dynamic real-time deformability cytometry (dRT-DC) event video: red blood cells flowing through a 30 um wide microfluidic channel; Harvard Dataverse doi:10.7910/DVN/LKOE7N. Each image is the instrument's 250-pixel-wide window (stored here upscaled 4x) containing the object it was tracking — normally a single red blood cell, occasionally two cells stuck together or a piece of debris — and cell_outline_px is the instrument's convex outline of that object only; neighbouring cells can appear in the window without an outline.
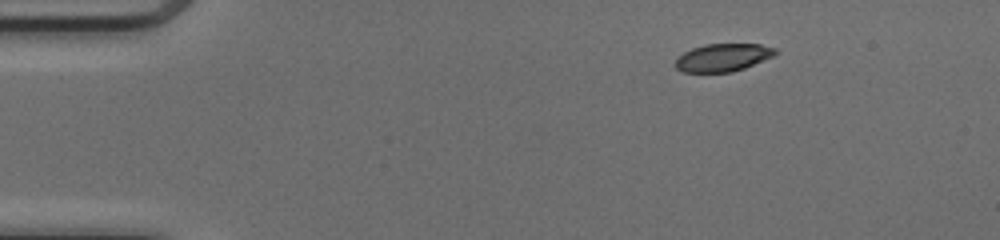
{"species": "common noctule bat (a hibernating species)", "species_latin": "Nyctalus noctula", "temperature_condition": "cold", "stored_images_in_passage": 44, "camera_frame_rate_fps": 3000, "um_per_image_px": 0.085, "animal": {"sex": "female", "body_mass_g": 17.0, "forearm_length_mm": 48.0}, "frame": {"image": 1, "passage_image": 1, "time_ms": 0.0, "image_size_px": [1000, 240], "cell_outline_px": [[776, 52], [772, 56], [744, 68], [732, 72], [684, 72], [676, 68], [676, 60], [684, 52], [692, 48], [704, 44], [760, 44], [776, 48]], "centroid_in_image_um": [61.43, 4.88], "position_along_channel_um": 23.6, "area_um2": 15.95}}
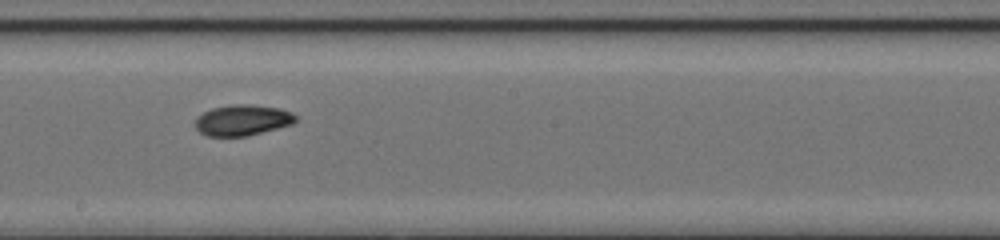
{"frame": {"image": 2, "passage_image": 22, "time_ms": 7.0, "image_size_px": [1000, 240], "cell_outline_px": [[296, 120], [292, 124], [248, 136], [208, 136], [200, 132], [196, 128], [196, 116], [212, 108], [236, 104], [252, 104], [280, 108], [292, 112], [296, 116]], "centroid_in_image_um": [20.62, 10.21], "position_along_channel_um": 227.6, "area_um2": 18.03}}
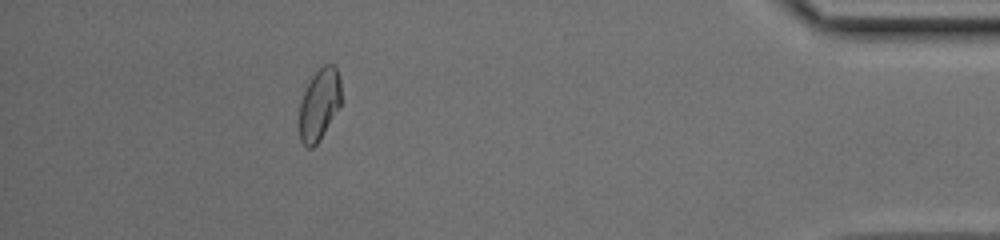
{"frame": {"image": 3, "passage_image": 39, "time_ms": 12.667, "image_size_px": [1000, 240], "cell_outline_px": [[340, 104], [320, 140], [312, 148], [308, 148], [300, 140], [300, 100], [312, 76], [324, 64], [332, 64], [336, 68], [340, 80]], "centroid_in_image_um": [27.13, 8.88], "position_along_channel_um": 408.1, "area_um2": 17.11}, "authors_computed_cell_mechanics": {"area_um2": 17.7735, "velocity_mm_per_s": 4.1258, "shape_relaxation_time_tau1_ms": 3.8097, "shape_relaxation_time_tau2_ms": 4.764, "deformation_change_tau1": 0.1073, "deformation_change_tau2": 0.0899}}